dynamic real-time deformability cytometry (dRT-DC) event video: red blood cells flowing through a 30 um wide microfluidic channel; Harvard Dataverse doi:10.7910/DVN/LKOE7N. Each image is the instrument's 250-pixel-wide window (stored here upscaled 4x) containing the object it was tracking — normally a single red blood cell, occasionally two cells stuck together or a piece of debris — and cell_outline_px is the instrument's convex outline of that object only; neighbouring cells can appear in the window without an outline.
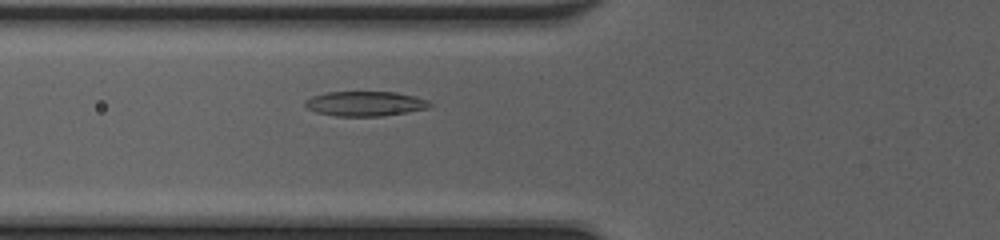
{"species": "common noctule bat (a hibernating species)", "species_latin": "Nyctalus noctula", "temperature_condition": "cold", "stored_images_in_passage": 40, "camera_frame_rate_fps": 3000, "um_per_image_px": 0.085, "animal": {"sex": "female", "body_mass_g": 20.0, "forearm_length_mm": 54.0}, "frame": {"image": 1, "passage_image": 10, "time_ms": 3.0, "image_size_px": [1000, 240], "cell_outline_px": [[432, 104], [428, 108], [380, 116], [336, 116], [316, 112], [308, 108], [304, 104], [304, 100], [312, 96], [328, 92], [396, 92], [428, 100]], "centroid_in_image_um": [31.0, 8.81], "position_along_channel_um": 94.8, "area_um2": 17.8}}
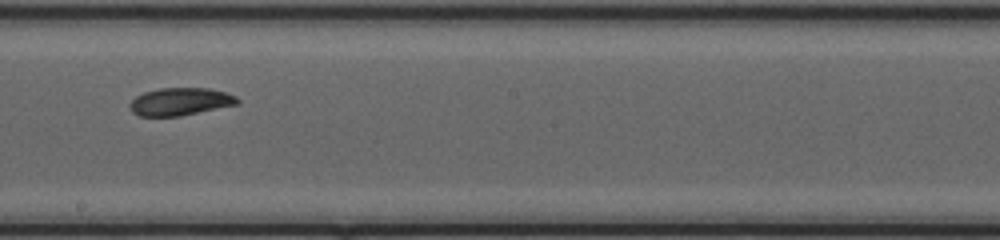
{"frame": {"image": 2, "passage_image": 20, "time_ms": 6.333, "image_size_px": [1000, 240], "cell_outline_px": [[240, 104], [180, 116], [140, 116], [132, 112], [128, 104], [136, 96], [144, 92], [160, 88], [208, 88], [224, 92], [236, 96], [240, 100]], "centroid_in_image_um": [15.33, 8.64], "position_along_channel_um": 232.9, "area_um2": 17.4}}
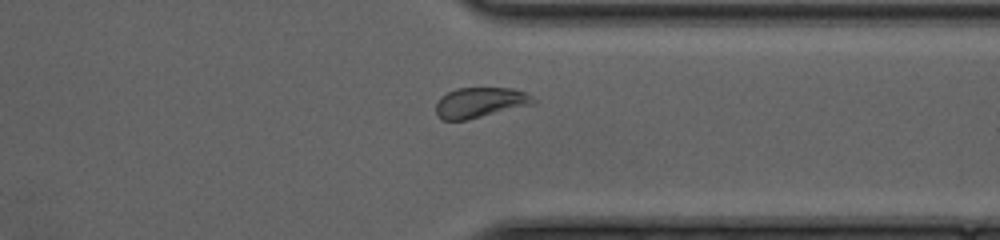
{"frame": {"image": 3, "passage_image": 30, "time_ms": 9.667, "image_size_px": [1000, 240], "cell_outline_px": [[536, 104], [468, 120], [444, 120], [436, 112], [436, 104], [440, 96], [456, 88], [512, 88], [528, 92], [536, 100]], "centroid_in_image_um": [40.87, 8.71], "position_along_channel_um": 370.5, "area_um2": 17.46}, "authors_computed_cell_mechanics": {"area_um2": 18.0914, "velocity_mm_per_s": 4.133, "shape_relaxation_time_tau1_ms": 3.5016, "shape_relaxation_time_tau2_ms": 3.2577, "deformation_change_tau1": 0.1005, "deformation_change_tau2": 0.0507}}